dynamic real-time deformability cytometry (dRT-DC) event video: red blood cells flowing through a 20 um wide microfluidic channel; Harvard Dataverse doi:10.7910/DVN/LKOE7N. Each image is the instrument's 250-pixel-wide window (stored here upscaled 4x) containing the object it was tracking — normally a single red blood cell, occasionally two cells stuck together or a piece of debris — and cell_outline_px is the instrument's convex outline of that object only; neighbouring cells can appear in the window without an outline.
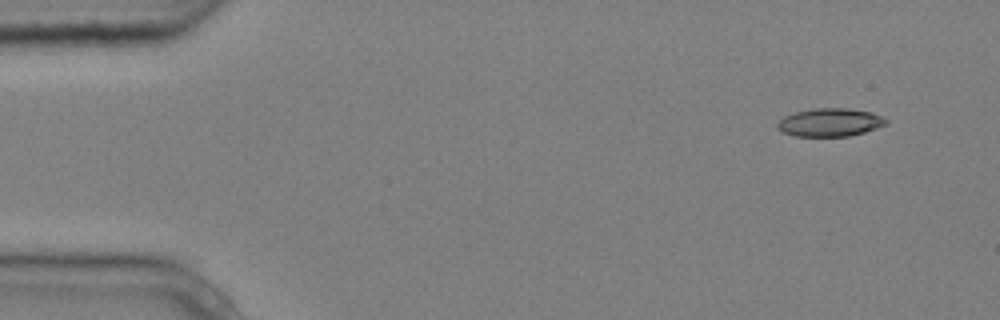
{"species": "common noctule bat (a hibernating species)", "species_latin": "Nyctalus noctula", "temperature_condition": "cold", "stored_images_in_passage": 7, "camera_frame_rate_fps": 3000, "um_per_image_px": 0.085, "animal": {"sex": "male", "body_mass_g": 20.4}, "frame": {"image": 1, "passage_image": 1, "time_ms": 0.0, "image_size_px": [1000, 320], "cell_outline_px": [[888, 124], [864, 132], [848, 136], [796, 136], [784, 132], [776, 128], [776, 124], [784, 116], [796, 112], [816, 108], [844, 108], [872, 112], [888, 120]], "centroid_in_image_um": [70.55, 10.4], "position_along_channel_um": 14.4, "area_um2": 17.69}}